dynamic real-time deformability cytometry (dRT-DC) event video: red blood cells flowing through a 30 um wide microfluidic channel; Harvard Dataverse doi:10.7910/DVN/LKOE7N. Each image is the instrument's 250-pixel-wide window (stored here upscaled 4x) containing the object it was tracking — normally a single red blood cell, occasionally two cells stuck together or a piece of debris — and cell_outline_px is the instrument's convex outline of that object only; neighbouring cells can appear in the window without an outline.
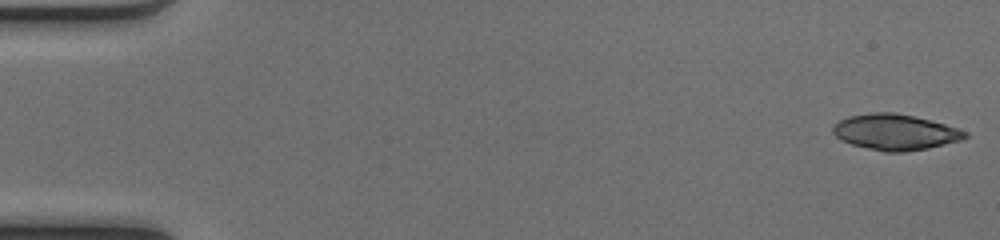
{"species": "common noctule bat (a hibernating species)", "species_latin": "Nyctalus noctula", "temperature_condition": "cold", "stored_images_in_passage": 49, "camera_frame_rate_fps": 3000, "um_per_image_px": 0.085, "animal": {"sex": "female", "body_mass_g": 17.0, "forearm_length_mm": 48.0}, "frame": {"image": 1, "passage_image": 1, "time_ms": 0.0, "image_size_px": [1000, 240], "cell_outline_px": [[968, 136], [960, 140], [928, 148], [904, 152], [884, 152], [852, 144], [840, 140], [832, 132], [832, 128], [840, 120], [848, 116], [868, 112], [892, 112], [912, 116], [944, 124], [968, 132]], "centroid_in_image_um": [76.06, 11.23], "position_along_channel_um": 8.9, "area_um2": 27.34}}
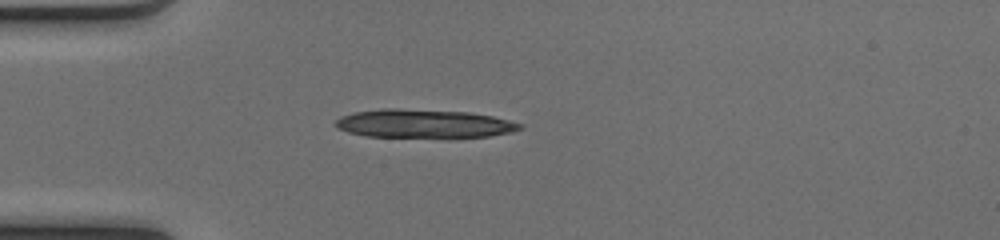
{"frame": {"image": 2, "passage_image": 14, "time_ms": 4.333, "image_size_px": [1000, 240], "cell_outline_px": [[524, 128], [512, 132], [488, 136], [364, 136], [348, 132], [336, 128], [336, 120], [340, 116], [352, 112], [384, 108], [400, 108], [468, 112], [492, 116], [524, 124]], "centroid_in_image_um": [36.0, 10.48], "position_along_channel_um": 49.0, "area_um2": 30.35}}
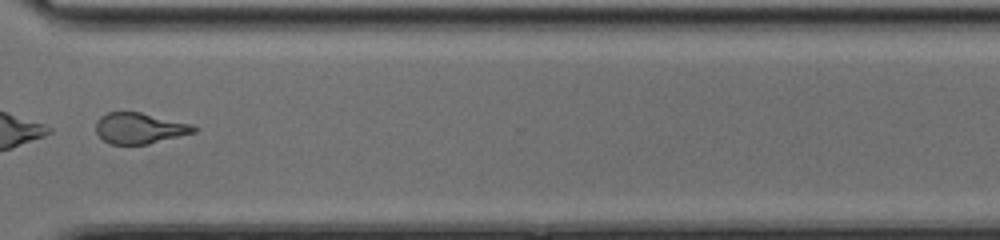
{"frame": {"image": 3, "passage_image": 38, "time_ms": 12.333, "image_size_px": [1000, 240], "cell_outline_px": [[200, 128], [196, 132], [148, 144], [112, 144], [104, 140], [96, 132], [96, 120], [100, 116], [108, 112], [140, 112], [192, 124]], "centroid_in_image_um": [11.88, 10.89], "position_along_channel_um": 358.7, "area_um2": 17.63}, "authors_computed_cell_mechanics": {"area_um2": 27.1082, "velocity_mm_per_s": 4.1479, "shape_relaxation_time_tau1_ms": 3.069, "shape_relaxation_time_tau2_ms": 5.2402, "deformation_change_tau1": 0.1573, "deformation_change_tau2": 0.1131}}